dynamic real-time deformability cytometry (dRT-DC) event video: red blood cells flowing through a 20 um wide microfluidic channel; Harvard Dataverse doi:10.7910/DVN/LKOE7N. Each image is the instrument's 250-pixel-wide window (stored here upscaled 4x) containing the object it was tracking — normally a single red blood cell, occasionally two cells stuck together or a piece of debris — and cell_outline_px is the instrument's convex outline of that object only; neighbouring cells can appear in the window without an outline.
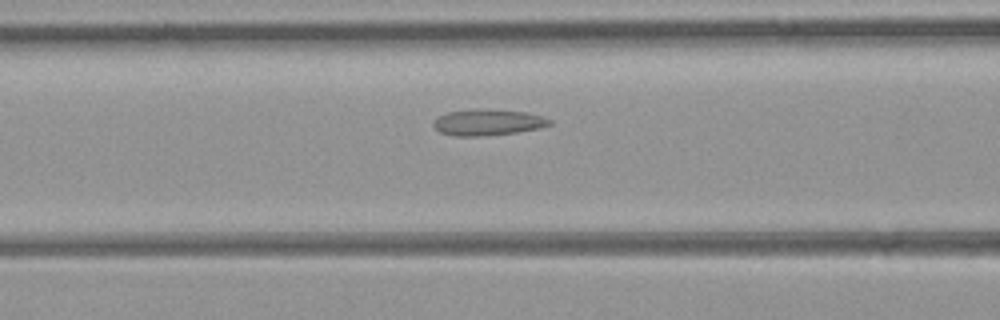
{"species": "common noctule bat (a hibernating species)", "species_latin": "Nyctalus noctula", "temperature_condition": "room temperature", "stored_images_in_passage": 27, "segment_of_instrument_passage": [1, 2], "camera_frame_rate_fps": 3000, "um_per_image_px": 0.085, "animal": {"sex": "female", "body_mass_g": 21.9}, "frame": {"image": 1, "passage_image": 8, "time_ms": 2.333, "image_size_px": [1000, 320], "cell_outline_px": [[552, 124], [536, 128], [516, 132], [480, 136], [456, 136], [440, 132], [432, 124], [440, 116], [448, 112], [524, 112], [540, 116], [552, 120]], "centroid_in_image_um": [41.47, 10.46], "position_along_channel_um": 125.1, "area_um2": 16.24}}
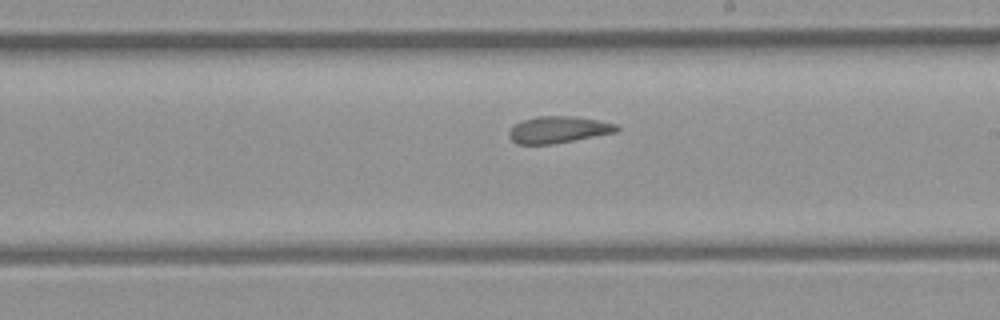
{"frame": {"image": 2, "passage_image": 16, "time_ms": 5.0, "image_size_px": [1000, 320], "cell_outline_px": [[620, 128], [616, 132], [552, 144], [516, 144], [508, 136], [508, 132], [520, 120], [540, 116], [572, 116], [596, 120], [616, 124]], "centroid_in_image_um": [47.42, 11.02], "position_along_channel_um": 241.6, "area_um2": 16.59}}
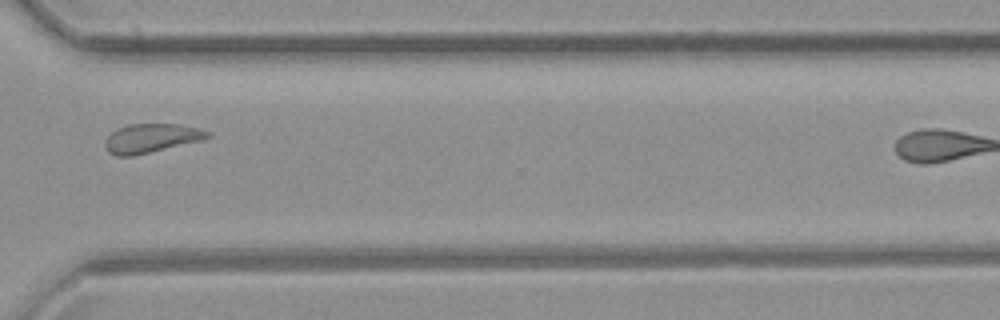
{"frame": {"image": 3, "passage_image": 24, "time_ms": 7.667, "image_size_px": [1000, 320], "cell_outline_px": [[212, 136], [204, 140], [132, 156], [116, 156], [108, 152], [104, 144], [104, 140], [116, 128], [128, 124], [180, 124], [212, 132]], "centroid_in_image_um": [12.86, 11.74], "position_along_channel_um": 357.7, "area_um2": 17.46}}